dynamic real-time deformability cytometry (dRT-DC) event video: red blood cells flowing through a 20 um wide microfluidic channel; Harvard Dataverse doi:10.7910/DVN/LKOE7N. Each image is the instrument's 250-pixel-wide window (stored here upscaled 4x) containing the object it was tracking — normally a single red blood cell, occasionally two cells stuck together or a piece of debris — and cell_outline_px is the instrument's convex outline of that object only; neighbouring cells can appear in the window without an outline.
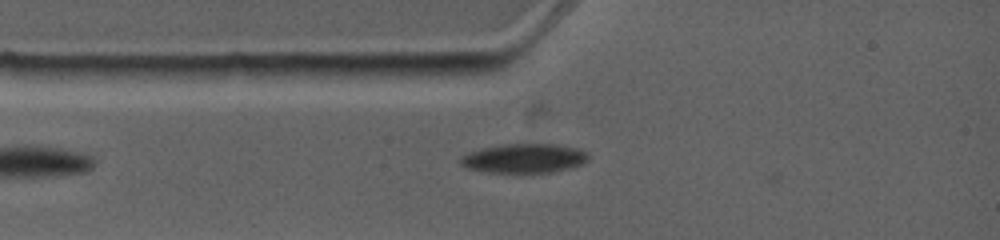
{"species": "common noctule bat (a hibernating species)", "species_latin": "Nyctalus noctula", "temperature_condition": "warm", "stored_images_in_passage": 2, "camera_frame_rate_fps": 4500, "um_per_image_px": 0.085, "animal": {"sex": "female", "body_mass_g": 19.0, "forearm_length_mm": 53.3}, "frame": {"image": 1, "passage_image": 2, "time_ms": 0.889, "image_size_px": [1000, 240], "cell_outline_px": [[588, 160], [584, 164], [552, 172], [488, 172], [468, 168], [460, 164], [460, 156], [468, 152], [480, 148], [504, 144], [560, 144], [580, 148], [588, 152]], "centroid_in_image_um": [44.58, 13.44], "position_along_channel_um": 40.4, "area_um2": 21.96}}